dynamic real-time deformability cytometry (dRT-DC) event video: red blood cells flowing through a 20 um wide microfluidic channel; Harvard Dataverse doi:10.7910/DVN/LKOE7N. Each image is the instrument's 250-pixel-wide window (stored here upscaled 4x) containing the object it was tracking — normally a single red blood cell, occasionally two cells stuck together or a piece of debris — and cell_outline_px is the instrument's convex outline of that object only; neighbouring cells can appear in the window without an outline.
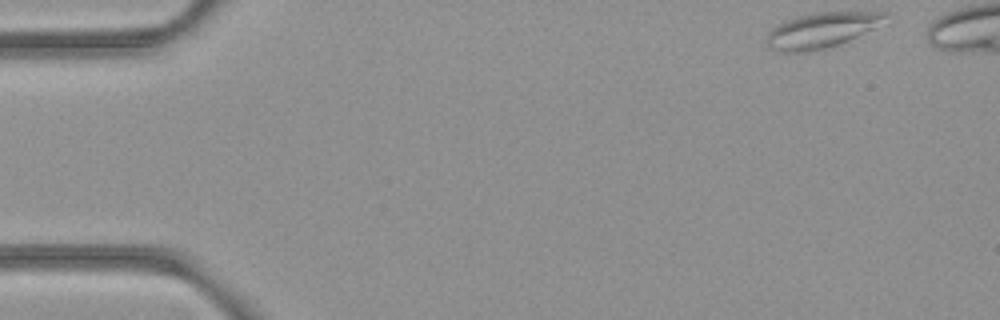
{"species": "common noctule bat (a hibernating species)", "species_latin": "Nyctalus noctula", "temperature_condition": "room temperature", "stored_images_in_passage": 7, "camera_frame_rate_fps": 3000, "um_per_image_px": 0.085, "animal": {"sex": "female", "body_mass_g": 21.9}, "frame": {"image": 1, "passage_image": 1, "time_ms": 0.0, "image_size_px": [1000, 320], "cell_outline_px": [[892, 16], [872, 28], [848, 40], [812, 52], [780, 52], [768, 48], [764, 40], [768, 32], [772, 28], [788, 20], [812, 12], [888, 12]], "centroid_in_image_um": [69.78, 2.57], "position_along_channel_um": 15.2, "area_um2": 24.22}}
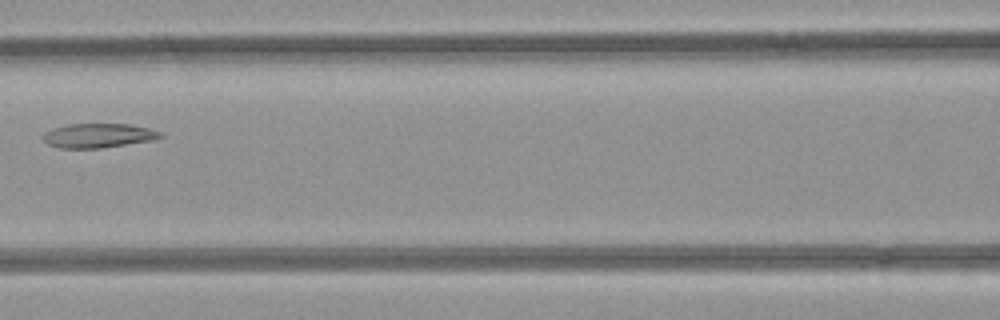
{"frame": {"image": 2, "passage_image": 6, "time_ms": 1.667, "image_size_px": [1000, 320], "cell_outline_px": [[164, 136], [152, 140], [100, 148], [60, 148], [48, 144], [40, 136], [44, 132], [52, 128], [64, 124], [128, 124], [148, 128], [160, 132]], "centroid_in_image_um": [8.29, 11.51], "position_along_channel_um": 158.3, "area_um2": 16.59}}
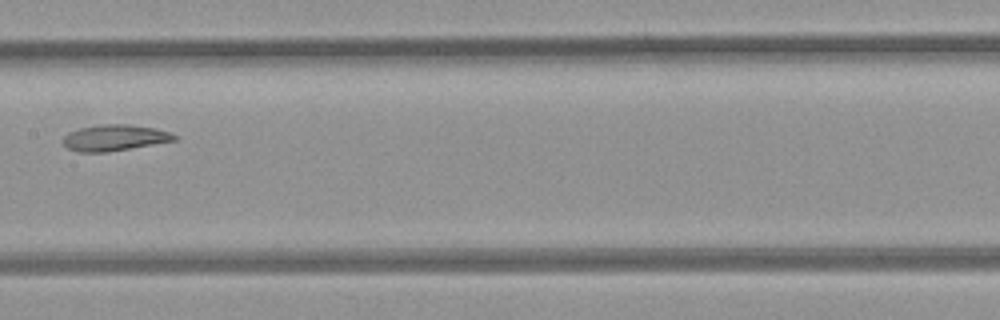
{"frame": {"image": 3, "passage_image": 7, "time_ms": 2.0, "image_size_px": [1000, 320], "cell_outline_px": [[176, 140], [104, 152], [80, 152], [68, 148], [64, 144], [64, 136], [68, 132], [80, 128], [104, 124], [128, 124], [156, 128], [168, 132], [176, 136]], "centroid_in_image_um": [9.71, 11.7], "position_along_channel_um": 197.7, "area_um2": 16.53}}